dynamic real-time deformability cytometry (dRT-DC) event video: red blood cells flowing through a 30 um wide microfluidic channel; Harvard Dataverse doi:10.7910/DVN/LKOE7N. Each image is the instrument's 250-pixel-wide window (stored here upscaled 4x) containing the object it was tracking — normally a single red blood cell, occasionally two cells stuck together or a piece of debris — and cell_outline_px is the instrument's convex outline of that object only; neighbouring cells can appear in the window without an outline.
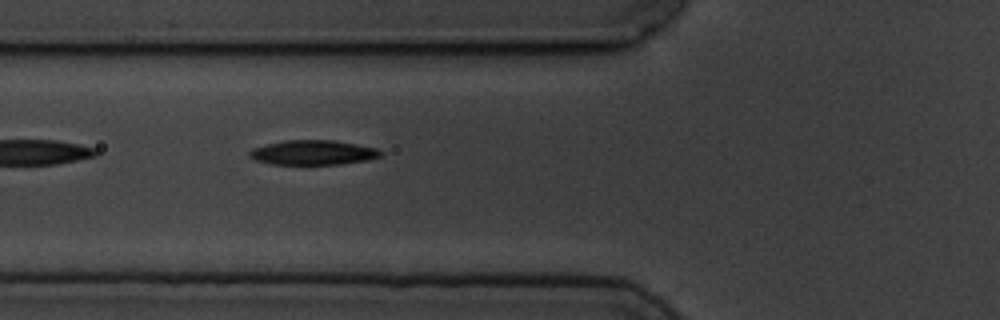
{"species": "common noctule bat (a hibernating species)", "species_latin": "Nyctalus noctula", "temperature_condition": "cold", "stored_images_in_passage": 3, "segment_of_instrument_passage": [1, 2], "camera_frame_rate_fps": 3000, "um_per_image_px": 0.085, "animal": {"sex": "male", "body_mass_g": 19.5, "forearm_length_mm": 54.6}, "frame": {"image": 1, "passage_image": 2, "time_ms": 1.667, "image_size_px": [1000, 320], "cell_outline_px": [[384, 152], [380, 156], [368, 160], [340, 164], [272, 164], [256, 160], [248, 156], [248, 152], [252, 148], [284, 140], [332, 140], [356, 144], [376, 148]], "centroid_in_image_um": [26.61, 12.96], "position_along_channel_um": 99.2, "area_um2": 18.79}}